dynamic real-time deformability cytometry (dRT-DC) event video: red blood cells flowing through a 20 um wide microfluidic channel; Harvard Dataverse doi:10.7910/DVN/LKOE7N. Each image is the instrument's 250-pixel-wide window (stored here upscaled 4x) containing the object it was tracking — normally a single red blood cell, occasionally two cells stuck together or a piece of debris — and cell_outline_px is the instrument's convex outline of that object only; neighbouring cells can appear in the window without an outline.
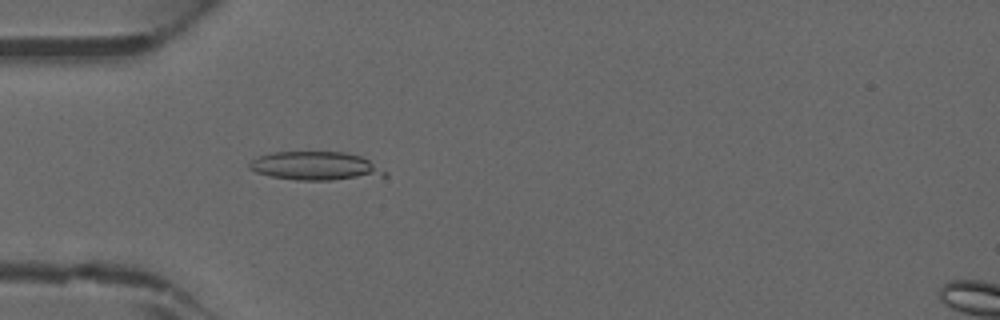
{"species": "common noctule bat (a hibernating species)", "species_latin": "Nyctalus noctula", "temperature_condition": "warm", "stored_images_in_passage": 22, "camera_frame_rate_fps": 3000, "um_per_image_px": 0.085, "animal": {"sex": "male", "forearm_length_mm": 52.5}, "frame": {"image": 1, "passage_image": 1, "time_ms": 0.0, "image_size_px": [1000, 320], "cell_outline_px": [[388, 176], [332, 180], [296, 180], [272, 176], [256, 172], [248, 168], [248, 164], [252, 160], [260, 156], [272, 152], [344, 152], [360, 156], [368, 160], [388, 172]], "centroid_in_image_um": [26.84, 14.11], "position_along_channel_um": 58.2, "area_um2": 22.48}}
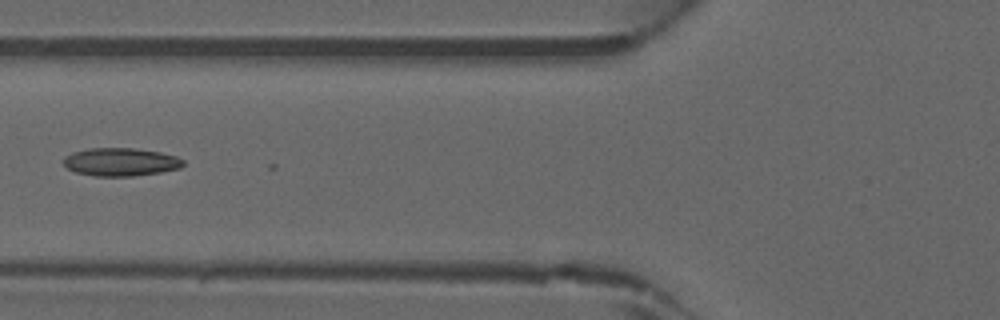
{"frame": {"image": 2, "passage_image": 5, "time_ms": 1.333, "image_size_px": [1000, 320], "cell_outline_px": [[184, 164], [180, 168], [160, 172], [132, 176], [96, 176], [76, 172], [68, 168], [64, 164], [64, 156], [72, 152], [88, 148], [136, 148], [160, 152], [176, 156], [184, 160]], "centroid_in_image_um": [10.26, 13.76], "position_along_channel_um": 115.5, "area_um2": 19.59}}
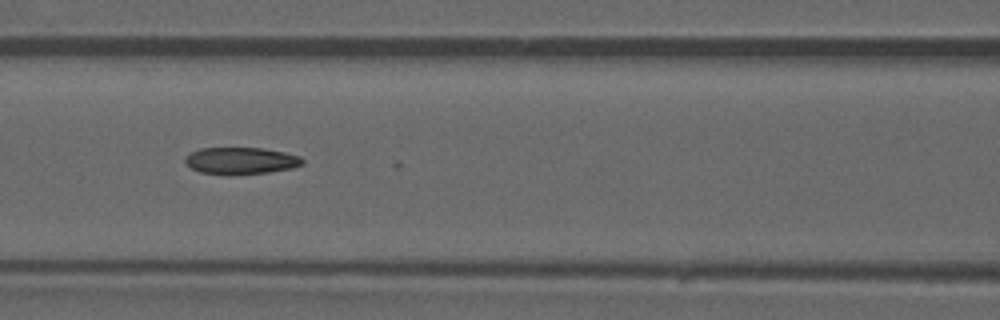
{"frame": {"image": 3, "passage_image": 7, "time_ms": 2.0, "image_size_px": [1000, 320], "cell_outline_px": [[304, 164], [292, 168], [268, 172], [200, 172], [192, 168], [184, 160], [184, 156], [200, 148], [264, 148], [284, 152], [300, 156], [304, 160]], "centroid_in_image_um": [20.52, 13.61], "position_along_channel_um": 146.1, "area_um2": 17.63}}